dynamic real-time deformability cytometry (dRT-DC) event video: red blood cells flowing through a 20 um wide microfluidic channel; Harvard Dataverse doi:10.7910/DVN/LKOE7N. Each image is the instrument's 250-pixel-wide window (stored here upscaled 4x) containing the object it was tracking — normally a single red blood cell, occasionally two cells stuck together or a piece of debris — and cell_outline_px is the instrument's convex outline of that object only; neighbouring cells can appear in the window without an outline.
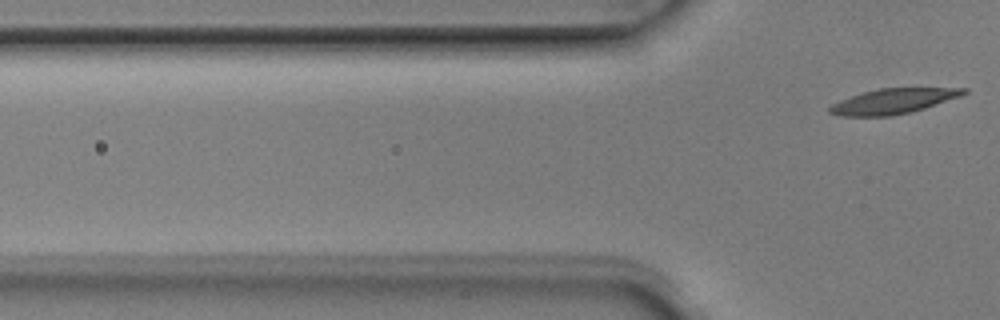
{"species": "Egyptian fruit bat (a non-hibernating species)", "species_latin": "Rousettus aegyptiacus", "temperature_condition": "room temperature", "stored_images_in_passage": 6, "segment_of_instrument_passage": [2, 2], "camera_frame_rate_fps": 3000, "um_per_image_px": 0.085, "animal": {"sex": "male"}, "frame": {"image": 1, "passage_image": 6, "time_ms": 1.667, "image_size_px": [1000, 320], "cell_outline_px": [[968, 92], [960, 96], [912, 112], [892, 116], [840, 116], [828, 112], [828, 108], [832, 104], [840, 100], [864, 92], [880, 88], [968, 88]], "centroid_in_image_um": [75.91, 8.61], "position_along_channel_um": 49.9, "area_um2": 19.48}}